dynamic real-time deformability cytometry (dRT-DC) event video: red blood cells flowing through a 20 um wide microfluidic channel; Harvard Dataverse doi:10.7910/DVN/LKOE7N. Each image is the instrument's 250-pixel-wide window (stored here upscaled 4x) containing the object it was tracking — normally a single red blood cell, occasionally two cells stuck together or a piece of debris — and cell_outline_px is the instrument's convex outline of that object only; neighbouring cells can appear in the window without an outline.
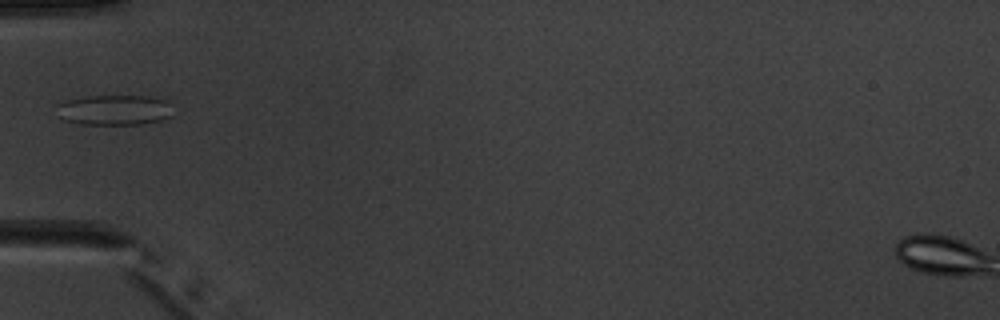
{"species": "common noctule bat (a hibernating species)", "species_latin": "Nyctalus noctula", "temperature_condition": "warm", "stored_images_in_passage": 5, "camera_frame_rate_fps": 3000, "um_per_image_px": 0.085, "animal": {"sex": "male", "body_mass_g": 20.1, "forearm_length_mm": 53.5}, "frame": {"image": 1, "passage_image": 4, "time_ms": 5.333, "image_size_px": [1000, 320], "cell_outline_px": [[172, 116], [160, 120], [144, 124], [80, 124], [64, 120], [56, 104], [64, 100], [88, 96], [144, 96], [168, 100], [172, 104]], "centroid_in_image_um": [9.77, 9.34], "position_along_channel_um": 75.2, "area_um2": 20.58}}
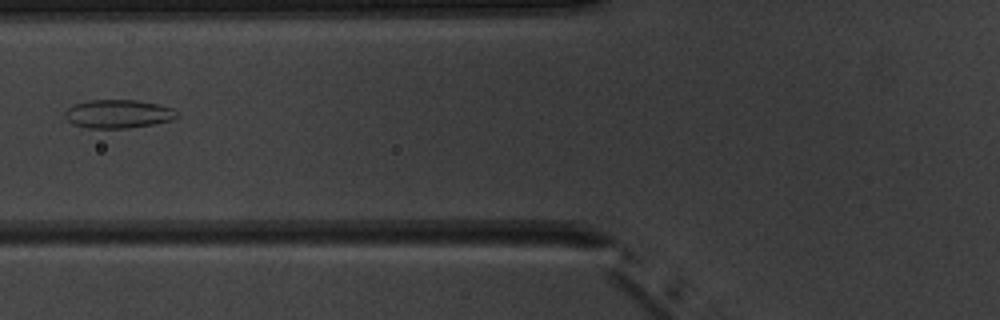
{"frame": {"image": 2, "passage_image": 5, "time_ms": 6.333, "image_size_px": [1000, 320], "cell_outline_px": [[176, 116], [172, 120], [152, 124], [128, 128], [88, 128], [72, 124], [64, 116], [64, 112], [72, 104], [88, 100], [136, 100], [156, 104], [172, 108], [176, 112]], "centroid_in_image_um": [9.98, 9.68], "position_along_channel_um": 115.8, "area_um2": 18.5}}